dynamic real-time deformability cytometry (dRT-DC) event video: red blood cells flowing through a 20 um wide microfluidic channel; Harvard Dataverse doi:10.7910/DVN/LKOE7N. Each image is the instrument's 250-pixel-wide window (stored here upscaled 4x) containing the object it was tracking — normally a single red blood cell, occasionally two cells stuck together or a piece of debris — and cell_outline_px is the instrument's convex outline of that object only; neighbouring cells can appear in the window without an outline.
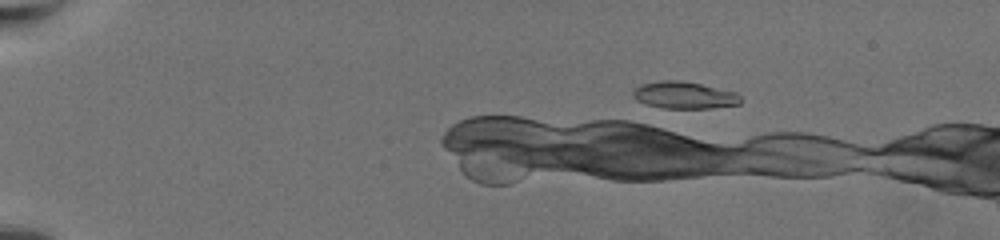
{"species": "common noctule bat (a hibernating species)", "species_latin": "Nyctalus noctula", "temperature_condition": "warm", "stored_images_in_passage": 15, "camera_frame_rate_fps": 3000, "um_per_image_px": 0.085, "animal": {"sex": "female", "body_mass_g": 19.5, "forearm_length_mm": 54.1}, "frame": {"image": 1, "passage_image": 13, "time_ms": 4.0, "image_size_px": [1000, 240], "cell_outline_px": [[744, 100], [740, 104], [712, 108], [664, 108], [648, 104], [636, 100], [632, 96], [632, 92], [636, 88], [644, 84], [664, 80], [680, 80], [700, 84], [736, 92]], "centroid_in_image_um": [58.21, 8.1], "position_along_channel_um": 26.8, "area_um2": 16.82}}